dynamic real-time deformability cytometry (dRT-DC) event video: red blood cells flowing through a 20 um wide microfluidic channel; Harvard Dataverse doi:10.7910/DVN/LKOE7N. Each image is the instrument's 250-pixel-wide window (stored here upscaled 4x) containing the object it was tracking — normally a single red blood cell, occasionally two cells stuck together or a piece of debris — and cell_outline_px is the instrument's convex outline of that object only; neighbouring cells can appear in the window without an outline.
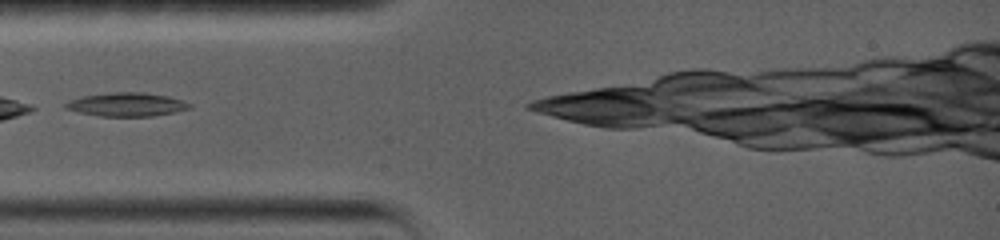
{"species": "common noctule bat (a hibernating species)", "species_latin": "Nyctalus noctula", "temperature_condition": "warm", "stored_images_in_passage": 16, "camera_frame_rate_fps": 5000, "um_per_image_px": 0.085, "animal": {"sex": "female", "body_mass_g": 19.0, "forearm_length_mm": 56.7}, "frame": {"image": 1, "passage_image": 1, "time_ms": 0.0, "image_size_px": [1000, 240], "cell_outline_px": [[192, 108], [176, 112], [152, 116], [100, 116], [80, 112], [64, 108], [64, 104], [80, 96], [112, 92], [144, 92], [168, 96], [192, 104]], "centroid_in_image_um": [10.79, 8.88], "position_along_channel_um": 74.2, "area_um2": 17.05}}
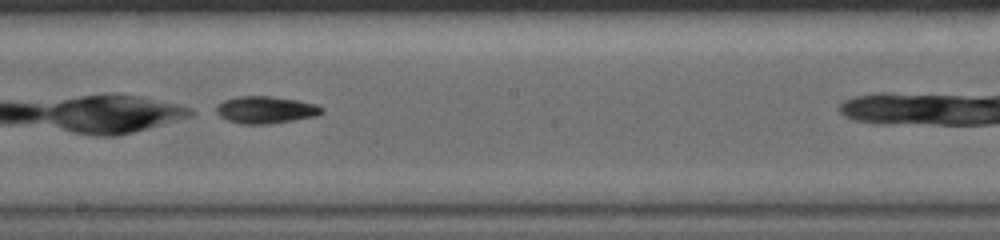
{"frame": {"image": 2, "passage_image": 12, "time_ms": 4.2, "image_size_px": [1000, 240], "cell_outline_px": [[324, 112], [316, 116], [268, 124], [240, 124], [228, 120], [212, 112], [216, 104], [224, 100], [236, 96], [272, 96], [296, 100], [316, 104], [324, 108]], "centroid_in_image_um": [22.52, 9.33], "position_along_channel_um": 225.7, "area_um2": 16.94}}